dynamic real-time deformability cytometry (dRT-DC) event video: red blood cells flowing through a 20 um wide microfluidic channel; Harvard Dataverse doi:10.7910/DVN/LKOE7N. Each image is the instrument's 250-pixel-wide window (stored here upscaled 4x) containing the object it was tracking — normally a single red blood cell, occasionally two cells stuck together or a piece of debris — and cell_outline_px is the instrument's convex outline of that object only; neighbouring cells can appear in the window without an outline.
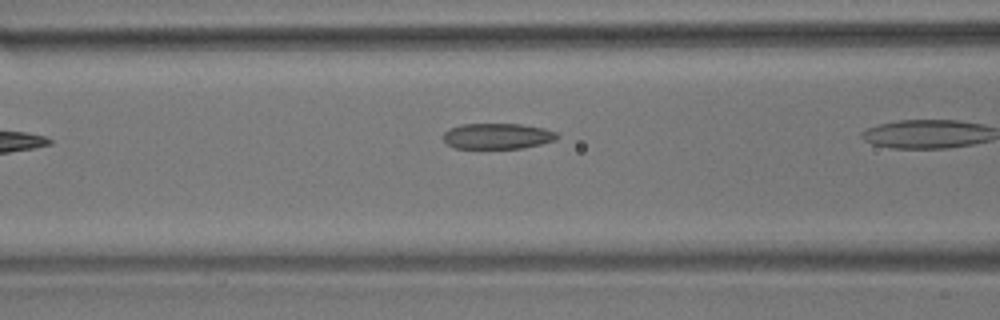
{"species": "common noctule bat (a hibernating species)", "species_latin": "Nyctalus noctula", "temperature_condition": "room temperature", "stored_images_in_passage": 6, "camera_frame_rate_fps": 3000, "um_per_image_px": 0.085, "animal": {"sex": "male", "body_mass_g": 17.9}, "frame": {"image": 1, "passage_image": 5, "time_ms": 4.667, "image_size_px": [1000, 320], "cell_outline_px": [[560, 136], [556, 140], [524, 148], [452, 148], [444, 140], [444, 132], [448, 128], [460, 124], [520, 124], [544, 128], [556, 132]], "centroid_in_image_um": [42.28, 11.56], "position_along_channel_um": 124.3, "area_um2": 17.17}}